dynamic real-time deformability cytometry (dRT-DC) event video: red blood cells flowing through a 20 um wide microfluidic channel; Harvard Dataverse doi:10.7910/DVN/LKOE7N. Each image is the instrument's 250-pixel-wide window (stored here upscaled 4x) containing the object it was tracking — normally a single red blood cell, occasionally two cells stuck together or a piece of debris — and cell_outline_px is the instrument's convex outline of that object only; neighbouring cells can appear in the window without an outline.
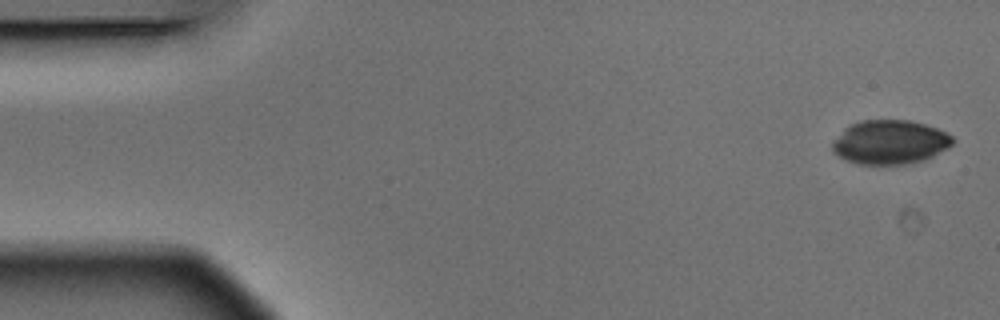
{"species": "Egyptian fruit bat (a non-hibernating species)", "species_latin": "Rousettus aegyptiacus", "temperature_condition": "warm", "stored_images_in_passage": 5, "segment_of_instrument_passage": [1, 2], "camera_frame_rate_fps": 3000, "um_per_image_px": 0.085, "animal": {"sex": "male"}, "frame": {"image": 1, "passage_image": 1, "time_ms": 0.0, "image_size_px": [1000, 320], "cell_outline_px": [[956, 140], [948, 148], [924, 160], [908, 164], [860, 164], [844, 160], [832, 152], [832, 144], [844, 128], [860, 120], [908, 120], [924, 124], [948, 132]], "centroid_in_image_um": [75.66, 12.09], "position_along_channel_um": 9.3, "area_um2": 30.98}}